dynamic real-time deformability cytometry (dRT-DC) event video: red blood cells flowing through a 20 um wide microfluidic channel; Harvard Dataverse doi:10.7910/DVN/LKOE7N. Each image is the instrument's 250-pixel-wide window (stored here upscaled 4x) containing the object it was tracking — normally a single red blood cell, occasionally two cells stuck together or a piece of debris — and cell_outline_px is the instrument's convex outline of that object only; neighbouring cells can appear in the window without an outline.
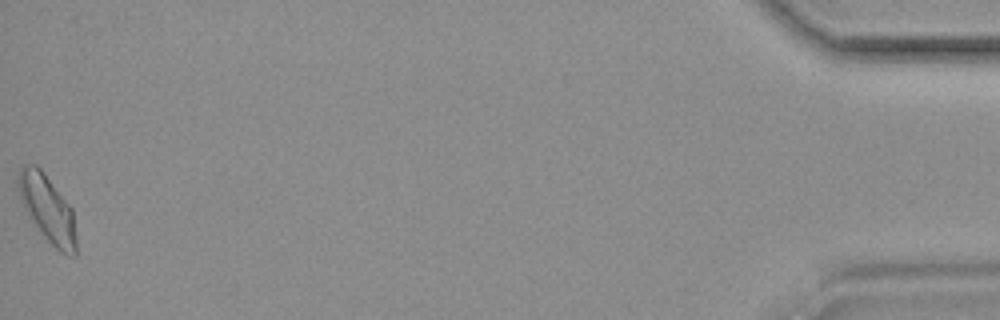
{"species": "common noctule bat (a hibernating species)", "species_latin": "Nyctalus noctula", "temperature_condition": "room temperature", "stored_images_in_passage": 54, "camera_frame_rate_fps": 3000, "um_per_image_px": 0.085, "animal": {"sex": "female", "body_mass_g": 19.9}, "frame": {"image": 1, "passage_image": 54, "time_ms": 17.667, "image_size_px": [1000, 320], "cell_outline_px": [[76, 256], [68, 256], [60, 252], [44, 236], [28, 216], [20, 200], [16, 188], [16, 176], [20, 168], [24, 164], [36, 164], [40, 168], [72, 208], [76, 240]], "centroid_in_image_um": [3.99, 17.71], "position_along_channel_um": 431.2, "area_um2": 22.72}, "authors_computed_cell_mechanics": {"area_um2": 20.0277, "velocity_mm_per_s": 3.6829, "shape_relaxation_time_tau1_ms": null, "shape_relaxation_time_tau2_ms": 2.4528, "deformation_change_tau1": null, "deformation_change_tau2": 0.076}}